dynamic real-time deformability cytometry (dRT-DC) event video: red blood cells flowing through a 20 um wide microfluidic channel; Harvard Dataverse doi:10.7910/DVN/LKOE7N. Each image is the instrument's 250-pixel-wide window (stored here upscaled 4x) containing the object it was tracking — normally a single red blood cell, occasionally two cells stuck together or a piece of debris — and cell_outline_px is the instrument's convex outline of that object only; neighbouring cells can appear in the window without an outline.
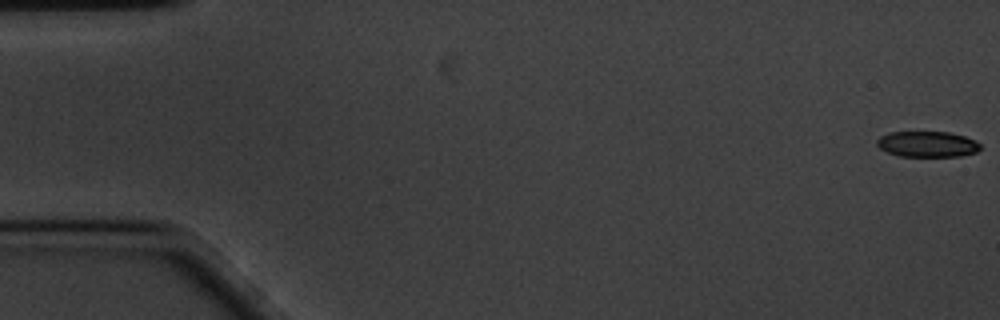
{"species": "common noctule bat (a hibernating species)", "species_latin": "Nyctalus noctula", "temperature_condition": "cold", "stored_images_in_passage": 59, "camera_frame_rate_fps": 3000, "um_per_image_px": 0.085, "animal": {"sex": "male", "body_mass_g": 20.1, "forearm_length_mm": 53.5}, "frame": {"image": 1, "passage_image": 1, "time_ms": 0.0, "image_size_px": [1000, 320], "cell_outline_px": [[980, 148], [976, 152], [960, 156], [900, 156], [888, 152], [880, 148], [876, 144], [876, 140], [880, 136], [888, 132], [948, 132], [964, 136], [976, 140], [980, 144]], "centroid_in_image_um": [78.81, 12.25], "position_along_channel_um": 6.2, "area_um2": 15.49}}
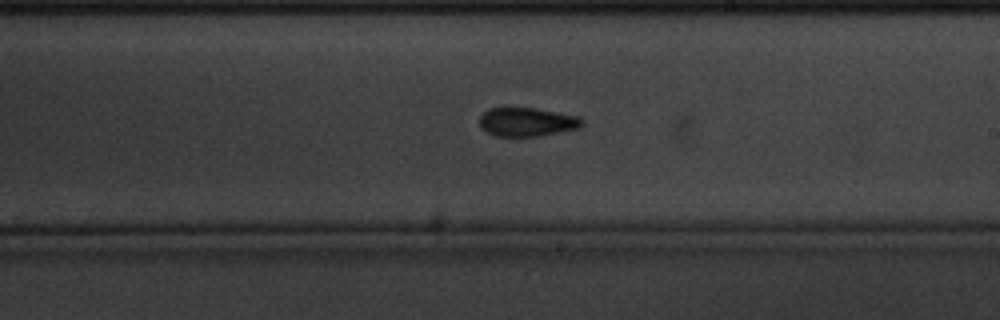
{"frame": {"image": 2, "passage_image": 34, "time_ms": 11.0, "image_size_px": [1000, 320], "cell_outline_px": [[584, 124], [580, 128], [540, 136], [496, 136], [480, 128], [480, 116], [488, 108], [536, 108], [580, 116], [584, 120]], "centroid_in_image_um": [44.84, 10.36], "position_along_channel_um": 244.2, "area_um2": 17.34}}
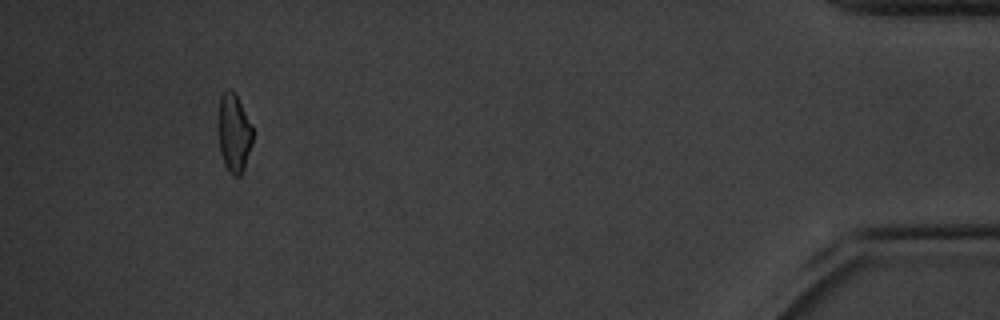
{"frame": {"image": 3, "passage_image": 55, "time_ms": 18.0, "image_size_px": [1000, 320], "cell_outline_px": [[252, 144], [244, 168], [240, 176], [232, 176], [228, 172], [224, 164], [220, 152], [216, 128], [216, 124], [220, 96], [228, 88], [232, 88], [236, 92], [252, 124]], "centroid_in_image_um": [19.85, 11.26], "position_along_channel_um": 415.3, "area_um2": 16.53}, "authors_computed_cell_mechanics": {"area_um2": 16.8776, "velocity_mm_per_s": 3.4235, "shape_relaxation_time_tau1_ms": 3.771, "shape_relaxation_time_tau2_ms": 4.5189, "deformation_change_tau1": 0.1103, "deformation_change_tau2": 0.1168}}